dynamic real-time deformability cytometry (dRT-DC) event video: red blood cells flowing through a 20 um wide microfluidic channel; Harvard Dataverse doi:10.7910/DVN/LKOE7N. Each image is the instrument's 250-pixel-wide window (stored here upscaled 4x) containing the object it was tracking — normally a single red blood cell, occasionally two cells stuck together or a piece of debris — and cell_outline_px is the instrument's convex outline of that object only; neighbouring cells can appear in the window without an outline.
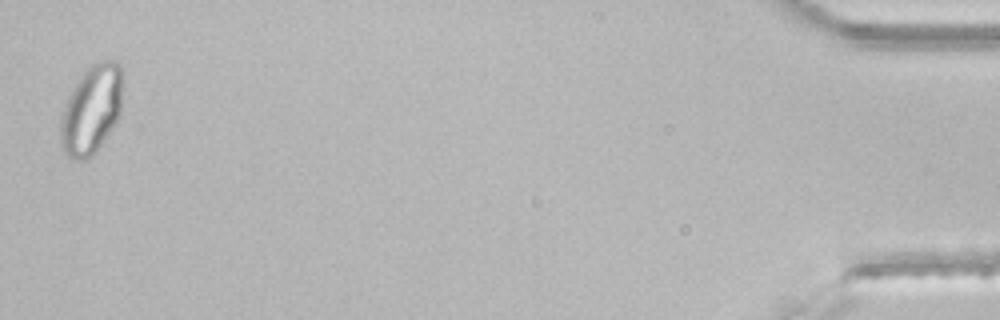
{"species": "common noctule bat (a hibernating species)", "species_latin": "Nyctalus noctula", "temperature_condition": "room temperature", "stored_images_in_passage": 42, "segment_of_instrument_passage": [2, 2], "camera_frame_rate_fps": 3000, "um_per_image_px": 0.085, "animal": {"sex": "male", "body_mass_g": 21.5, "forearm_length_mm": 52.0}, "frame": {"image": 1, "passage_image": 42, "time_ms": 13.667, "image_size_px": [1000, 320], "cell_outline_px": [[124, 84], [120, 112], [116, 120], [92, 156], [88, 160], [72, 160], [64, 152], [60, 144], [60, 120], [68, 96], [72, 88], [80, 76], [96, 60], [112, 60], [120, 64], [124, 72]], "centroid_in_image_um": [7.79, 9.28], "position_along_channel_um": 427.4, "area_um2": 32.48}}